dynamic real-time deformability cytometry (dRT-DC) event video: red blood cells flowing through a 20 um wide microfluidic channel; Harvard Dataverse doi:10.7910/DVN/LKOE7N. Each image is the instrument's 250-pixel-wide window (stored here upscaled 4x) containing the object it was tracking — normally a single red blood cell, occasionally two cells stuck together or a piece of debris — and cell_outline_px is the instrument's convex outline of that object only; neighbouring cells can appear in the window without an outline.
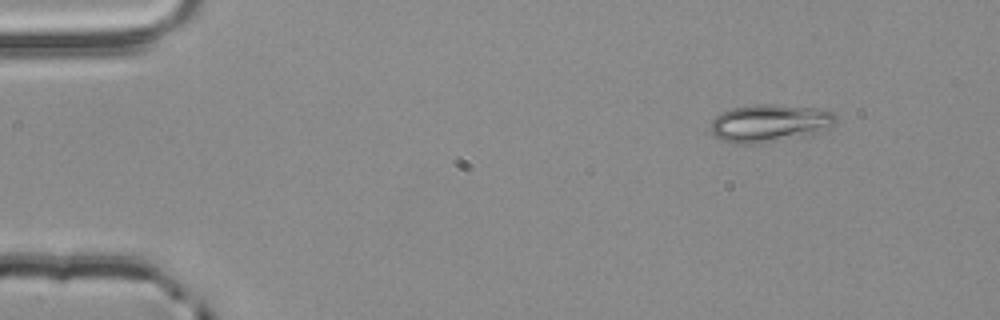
{"species": "common noctule bat (a hibernating species)", "species_latin": "Nyctalus noctula", "temperature_condition": "room temperature", "stored_images_in_passage": 4, "segment_of_instrument_passage": [1, 2], "camera_frame_rate_fps": 3000, "um_per_image_px": 0.085, "animal": {"sex": "male", "body_mass_g": 20.4}, "frame": {"image": 1, "passage_image": 1, "time_ms": 0.0, "image_size_px": [1000, 320], "cell_outline_px": [[836, 120], [832, 128], [808, 136], [752, 144], [736, 144], [724, 140], [716, 136], [712, 132], [712, 120], [716, 116], [732, 108], [752, 104], [772, 104], [820, 108], [832, 112], [836, 116]], "centroid_in_image_um": [65.49, 10.46], "position_along_channel_um": 19.5, "area_um2": 27.63}}